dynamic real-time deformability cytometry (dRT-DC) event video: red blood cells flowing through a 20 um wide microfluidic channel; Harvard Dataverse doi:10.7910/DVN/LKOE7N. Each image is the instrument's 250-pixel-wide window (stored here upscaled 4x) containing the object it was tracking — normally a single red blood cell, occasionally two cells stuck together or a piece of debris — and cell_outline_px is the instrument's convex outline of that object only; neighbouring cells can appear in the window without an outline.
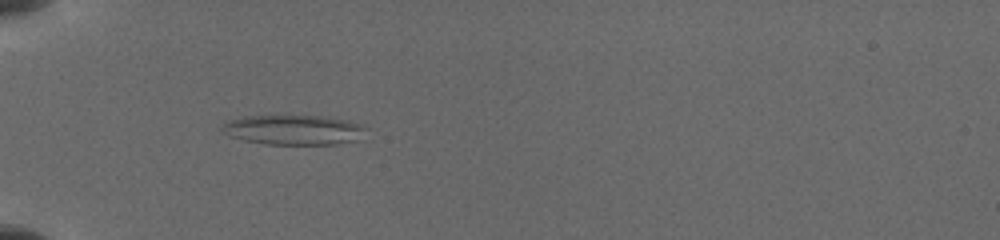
{"species": "common noctule bat (a hibernating species)", "species_latin": "Nyctalus noctula", "temperature_condition": "cold", "stored_images_in_passage": 11, "camera_frame_rate_fps": 3000, "um_per_image_px": 0.085, "animal": {"sex": "female", "body_mass_g": 19.5, "forearm_length_mm": 54.1}, "frame": {"image": 1, "passage_image": 10, "time_ms": 2.667, "image_size_px": [1000, 240], "cell_outline_px": [[368, 128], [352, 140], [336, 144], [268, 144], [244, 140], [228, 136], [220, 128], [228, 120], [244, 116], [320, 116], [348, 120], [364, 124]], "centroid_in_image_um": [24.91, 11.02], "position_along_channel_um": 60.1, "area_um2": 24.74}}